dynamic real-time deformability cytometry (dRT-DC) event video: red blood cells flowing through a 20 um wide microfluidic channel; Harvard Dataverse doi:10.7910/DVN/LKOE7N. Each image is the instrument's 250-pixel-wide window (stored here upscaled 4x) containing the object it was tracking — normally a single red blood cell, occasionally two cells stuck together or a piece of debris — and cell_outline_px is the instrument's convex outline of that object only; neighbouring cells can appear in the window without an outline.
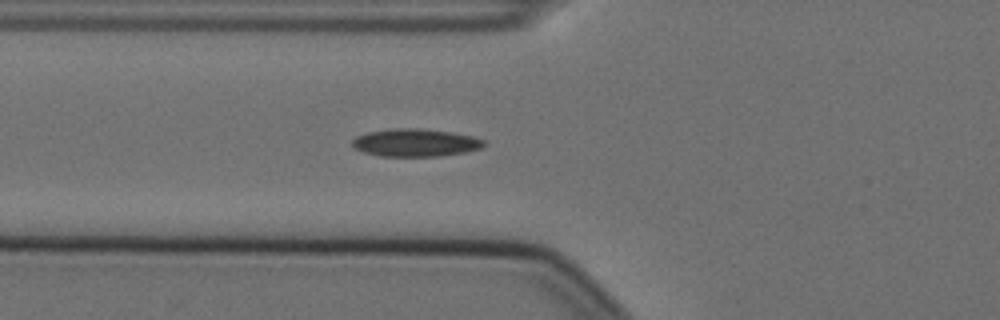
{"species": "Egyptian fruit bat (a non-hibernating species)", "species_latin": "Rousettus aegyptiacus", "temperature_condition": "cold", "stored_images_in_passage": 6, "camera_frame_rate_fps": 3000, "um_per_image_px": 0.085, "animal": {"sex": "female"}, "frame": {"image": 1, "passage_image": 6, "time_ms": 1.667, "image_size_px": [1000, 320], "cell_outline_px": [[484, 144], [480, 148], [464, 152], [440, 156], [380, 156], [364, 152], [352, 148], [352, 140], [356, 136], [368, 132], [396, 128], [416, 128], [452, 132], [472, 136], [484, 140]], "centroid_in_image_um": [35.27, 12.13], "position_along_channel_um": 90.5, "area_um2": 21.15}}